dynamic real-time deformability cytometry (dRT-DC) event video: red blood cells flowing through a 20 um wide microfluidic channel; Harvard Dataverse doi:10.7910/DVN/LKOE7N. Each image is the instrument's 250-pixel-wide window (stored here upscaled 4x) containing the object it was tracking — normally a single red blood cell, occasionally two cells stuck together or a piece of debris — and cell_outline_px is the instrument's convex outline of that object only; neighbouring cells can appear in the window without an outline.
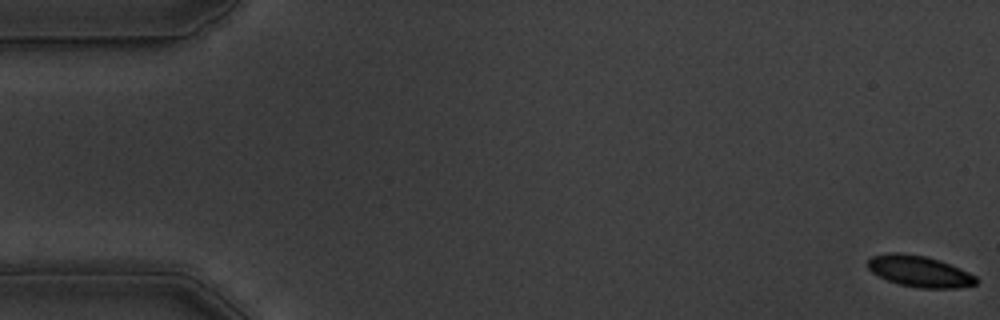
{"species": "common noctule bat (a hibernating species)", "species_latin": "Nyctalus noctula", "temperature_condition": "warm", "stored_images_in_passage": 58, "camera_frame_rate_fps": 3000, "um_per_image_px": 0.085, "animal": {"sex": "male", "body_mass_g": 19.5, "forearm_length_mm": 54.6}, "frame": {"image": 1, "passage_image": 1, "time_ms": 0.0, "image_size_px": [1000, 320], "cell_outline_px": [[980, 280], [976, 284], [960, 288], [920, 288], [900, 284], [888, 280], [872, 272], [868, 268], [868, 260], [872, 256], [888, 252], [900, 252], [924, 256], [960, 268], [976, 276]], "centroid_in_image_um": [78.17, 23.06], "position_along_channel_um": 6.8, "area_um2": 19.59}}
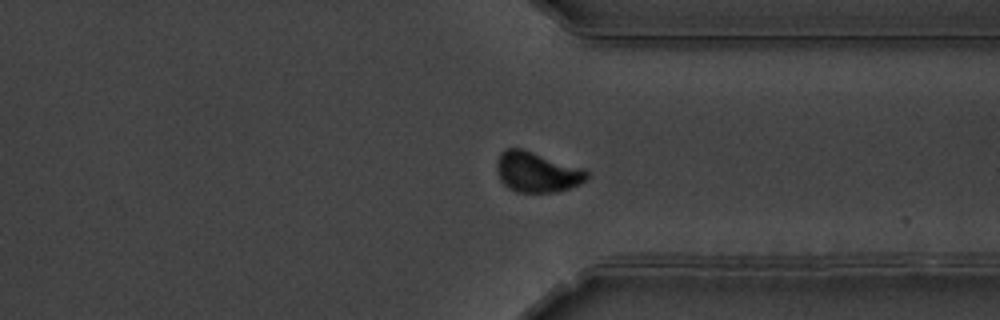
{"frame": {"image": 2, "passage_image": 43, "time_ms": 14.0, "image_size_px": [1000, 320], "cell_outline_px": [[588, 180], [580, 184], [556, 192], [516, 192], [508, 188], [500, 180], [496, 172], [496, 164], [500, 152], [504, 148], [520, 148], [584, 168], [588, 172]], "centroid_in_image_um": [45.62, 14.62], "position_along_channel_um": 365.8, "area_um2": 21.33}}
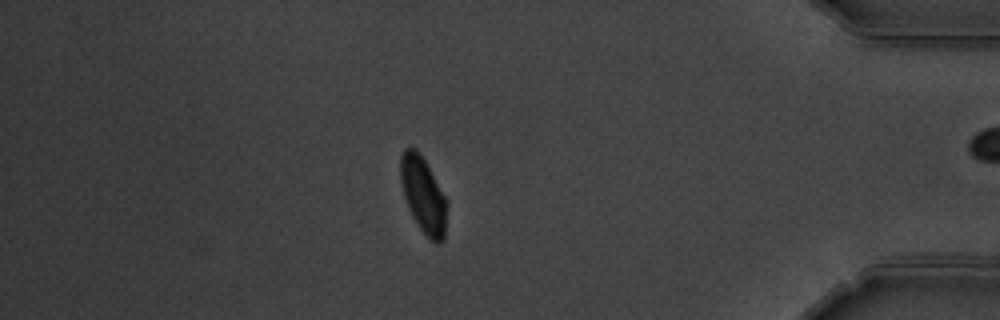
{"frame": {"image": 3, "passage_image": 49, "time_ms": 16.0, "image_size_px": [1000, 320], "cell_outline_px": [[448, 204], [444, 240], [440, 244], [436, 244], [420, 228], [412, 216], [408, 208], [400, 184], [400, 156], [404, 148], [416, 148], [420, 152], [444, 196]], "centroid_in_image_um": [35.96, 16.57], "position_along_channel_um": 399.2, "area_um2": 20.52}, "authors_computed_cell_mechanics": {"area_um2": 20.7502, "velocity_mm_per_s": 3.5979, "shape_relaxation_time_tau1_ms": 2.2327, "shape_relaxation_time_tau2_ms": 1.0016, "deformation_change_tau1": 0.0973, "deformation_change_tau2": 0.0448}}